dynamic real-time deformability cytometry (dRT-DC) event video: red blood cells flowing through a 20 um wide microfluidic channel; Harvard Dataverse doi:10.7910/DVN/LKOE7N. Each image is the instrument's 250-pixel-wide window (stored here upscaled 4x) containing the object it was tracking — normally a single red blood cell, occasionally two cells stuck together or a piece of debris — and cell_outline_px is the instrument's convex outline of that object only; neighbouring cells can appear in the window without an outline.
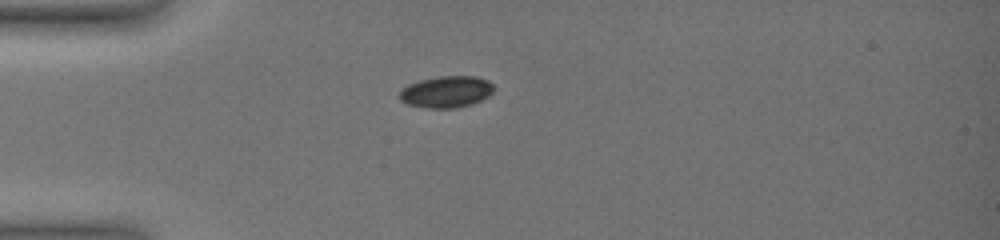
{"species": "common noctule bat (a hibernating species)", "species_latin": "Nyctalus noctula", "temperature_condition": "warm", "stored_images_in_passage": 36, "camera_frame_rate_fps": 3000, "um_per_image_px": 0.085, "animal": {"sex": "female", "body_mass_g": 19.0, "forearm_length_mm": 51.5}, "frame": {"image": 1, "passage_image": 1, "time_ms": 0.0, "image_size_px": [1000, 240], "cell_outline_px": [[492, 92], [488, 96], [472, 104], [456, 108], [428, 108], [408, 104], [400, 100], [400, 88], [408, 84], [420, 80], [440, 76], [476, 76], [488, 80], [492, 84]], "centroid_in_image_um": [37.92, 7.8], "position_along_channel_um": 47.1, "area_um2": 17.34}}
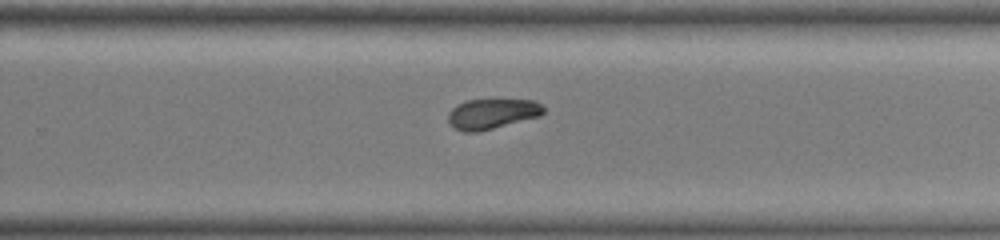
{"frame": {"image": 2, "passage_image": 21, "time_ms": 6.667, "image_size_px": [1000, 240], "cell_outline_px": [[544, 112], [540, 116], [480, 132], [464, 132], [448, 124], [448, 112], [456, 104], [468, 100], [536, 100], [544, 108]], "centroid_in_image_um": [41.8, 9.68], "position_along_channel_um": 288.0, "area_um2": 16.88}}
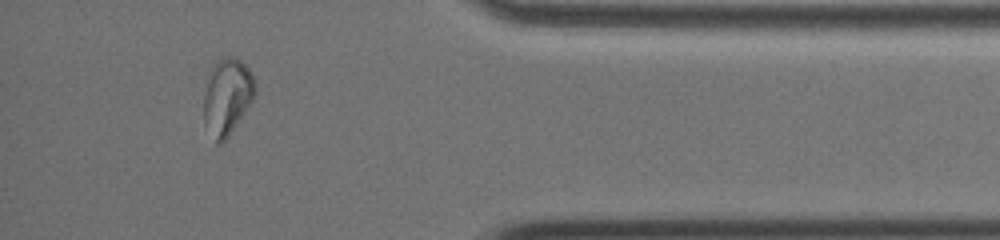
{"frame": {"image": 3, "passage_image": 32, "time_ms": 10.333, "image_size_px": [1000, 240], "cell_outline_px": [[256, 92], [252, 100], [228, 136], [220, 144], [216, 144], [204, 124], [204, 92], [208, 72], [216, 56], [236, 56], [248, 68], [256, 84]], "centroid_in_image_um": [19.27, 8.13], "position_along_channel_um": 415.9, "area_um2": 23.18}, "authors_computed_cell_mechanics": {"area_um2": 18.3515, "velocity_mm_per_s": 3.9502, "shape_relaxation_time_tau1_ms": null, "shape_relaxation_time_tau2_ms": 1.6966, "deformation_change_tau1": null, "deformation_change_tau2": 0.048}}